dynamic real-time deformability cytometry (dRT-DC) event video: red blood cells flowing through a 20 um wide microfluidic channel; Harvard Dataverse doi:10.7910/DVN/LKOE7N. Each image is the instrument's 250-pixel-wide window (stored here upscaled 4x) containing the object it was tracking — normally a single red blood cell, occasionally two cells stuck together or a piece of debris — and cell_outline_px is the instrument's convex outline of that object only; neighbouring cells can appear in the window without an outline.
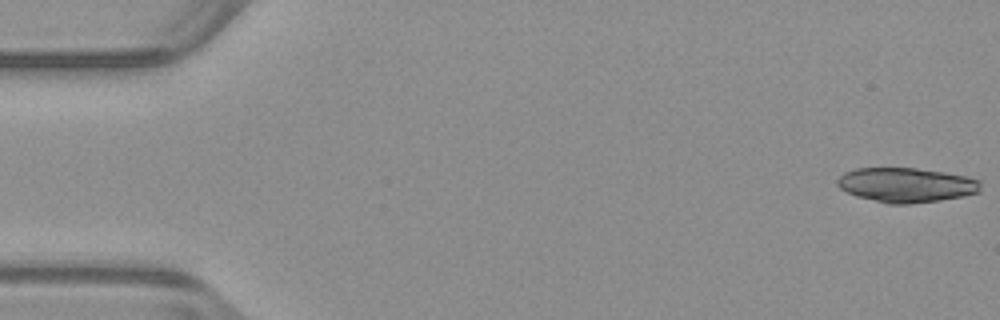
{"species": "common noctule bat (a hibernating species)", "species_latin": "Nyctalus noctula", "temperature_condition": "warm", "stored_images_in_passage": 53, "camera_frame_rate_fps": 3000, "um_per_image_px": 0.085, "animal": {"sex": "male", "body_mass_g": 23.1, "forearm_length_mm": 52.7}, "frame": {"image": 1, "passage_image": 1, "time_ms": 0.0, "image_size_px": [1000, 320], "cell_outline_px": [[980, 192], [964, 196], [940, 200], [908, 204], [888, 204], [856, 196], [840, 188], [836, 184], [836, 180], [844, 172], [856, 168], [916, 168], [944, 172], [964, 176], [980, 180]], "centroid_in_image_um": [77.01, 15.72], "position_along_channel_um": 8.0, "area_um2": 28.9}}
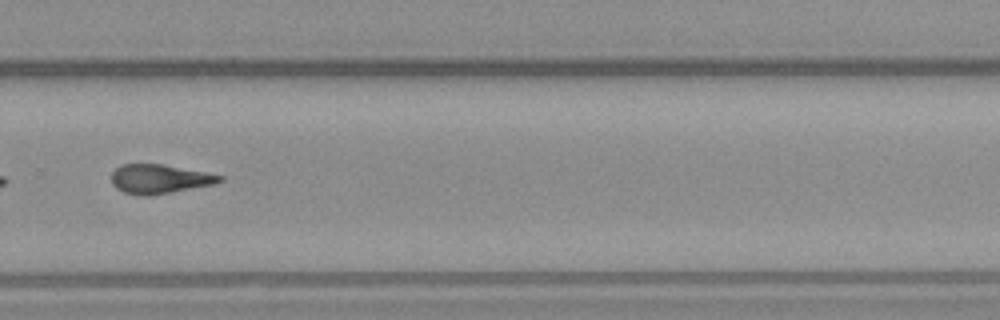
{"frame": {"image": 2, "passage_image": 36, "time_ms": 11.667, "image_size_px": [1000, 320], "cell_outline_px": [[224, 180], [216, 184], [152, 196], [140, 196], [124, 192], [116, 188], [112, 184], [112, 172], [120, 164], [160, 164], [204, 172], [224, 176]], "centroid_in_image_um": [13.56, 15.23], "position_along_channel_um": 316.2, "area_um2": 18.5}}
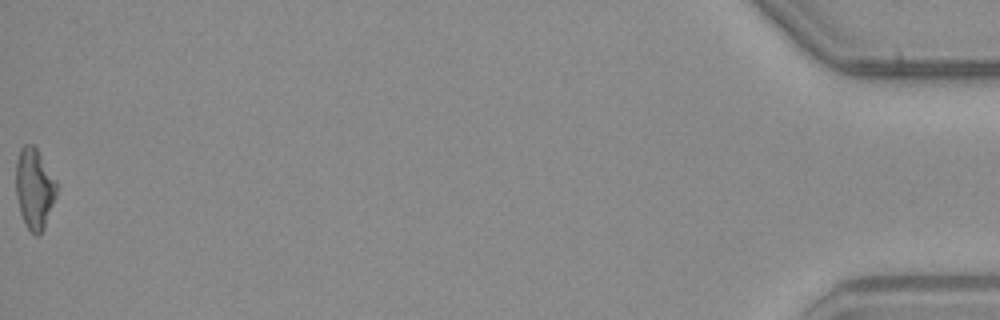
{"frame": {"image": 3, "passage_image": 53, "time_ms": 17.333, "image_size_px": [1000, 320], "cell_outline_px": [[56, 196], [44, 228], [36, 236], [28, 228], [20, 212], [16, 196], [16, 160], [20, 148], [24, 144], [32, 144], [36, 148], [56, 180]], "centroid_in_image_um": [2.91, 16.0], "position_along_channel_um": 432.3, "area_um2": 18.9}, "authors_computed_cell_mechanics": {"area_um2": 19.0162, "velocity_mm_per_s": 3.9662, "shape_relaxation_time_tau1_ms": 10.9895, "shape_relaxation_time_tau2_ms": 4.73, "deformation_change_tau1": 0.264, "deformation_change_tau2": 0.161}}